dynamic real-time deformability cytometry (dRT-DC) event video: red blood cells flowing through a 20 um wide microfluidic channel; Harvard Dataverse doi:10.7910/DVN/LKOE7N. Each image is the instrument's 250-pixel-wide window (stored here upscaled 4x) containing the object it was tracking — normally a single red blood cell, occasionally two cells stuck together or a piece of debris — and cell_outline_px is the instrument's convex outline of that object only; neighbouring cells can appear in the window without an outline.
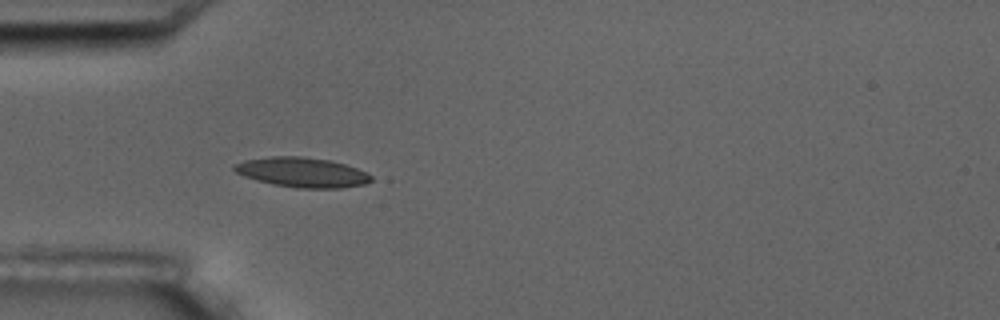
{"species": "common noctule bat (a hibernating species)", "species_latin": "Nyctalus noctula", "temperature_condition": "room temperature", "stored_images_in_passage": 7, "camera_frame_rate_fps": 3000, "um_per_image_px": 0.085, "animal": {"sex": "male", "body_mass_g": 17.5, "forearm_length_mm": 52.3}, "frame": {"image": 1, "passage_image": 7, "time_ms": 7.0, "image_size_px": [1000, 320], "cell_outline_px": [[372, 180], [364, 184], [340, 188], [300, 188], [272, 184], [256, 180], [244, 176], [236, 172], [232, 168], [232, 164], [244, 160], [272, 156], [300, 156], [328, 160], [344, 164], [356, 168], [372, 176]], "centroid_in_image_um": [25.63, 14.64], "position_along_channel_um": 59.4, "area_um2": 23.64}}